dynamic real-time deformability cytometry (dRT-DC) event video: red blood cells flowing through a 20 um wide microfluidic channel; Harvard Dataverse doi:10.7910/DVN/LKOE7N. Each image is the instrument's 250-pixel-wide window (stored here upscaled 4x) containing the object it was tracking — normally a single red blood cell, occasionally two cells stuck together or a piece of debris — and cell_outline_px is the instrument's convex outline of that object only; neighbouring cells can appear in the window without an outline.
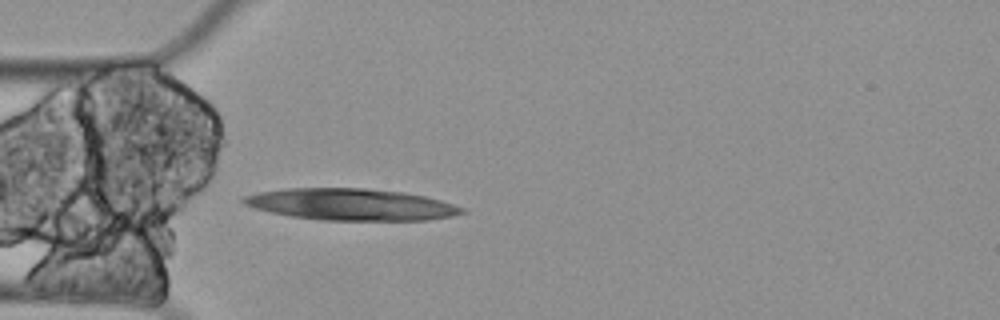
{"species": "Egyptian fruit bat (a non-hibernating species)", "species_latin": "Rousettus aegyptiacus", "temperature_condition": "cold", "stored_images_in_passage": 3, "camera_frame_rate_fps": 3000, "um_per_image_px": 0.085, "animal": {"sex": "female"}, "frame": {"image": 1, "passage_image": 3, "time_ms": 0.667, "image_size_px": [1000, 320], "cell_outline_px": [[468, 212], [452, 216], [428, 220], [324, 220], [292, 216], [272, 212], [256, 208], [244, 204], [240, 200], [244, 196], [260, 192], [288, 188], [364, 188], [404, 192], [424, 196], [440, 200], [464, 208]], "centroid_in_image_um": [29.87, 17.37], "position_along_channel_um": 55.1, "area_um2": 40.06}}